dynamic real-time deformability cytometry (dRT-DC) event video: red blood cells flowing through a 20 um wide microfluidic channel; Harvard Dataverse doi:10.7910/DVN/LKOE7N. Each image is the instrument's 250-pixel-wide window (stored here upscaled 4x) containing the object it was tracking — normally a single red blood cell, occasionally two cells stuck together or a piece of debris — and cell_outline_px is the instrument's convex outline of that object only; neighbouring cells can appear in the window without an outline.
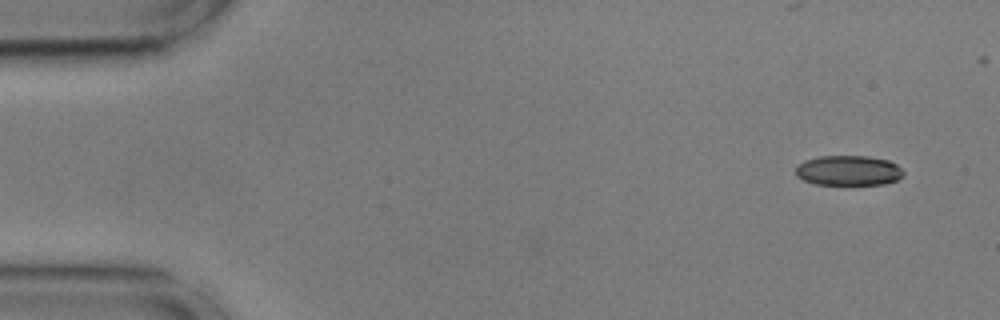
{"species": "common noctule bat (a hibernating species)", "species_latin": "Nyctalus noctula", "temperature_condition": "cold", "stored_images_in_passage": 43, "camera_frame_rate_fps": 3000, "um_per_image_px": 0.085, "animal": {"sex": "male", "body_mass_g": 17.9, "forearm_length_mm": 54.2}, "frame": {"image": 1, "passage_image": 1, "time_ms": 0.0, "image_size_px": [1000, 320], "cell_outline_px": [[904, 172], [896, 180], [884, 184], [812, 184], [796, 176], [796, 168], [804, 160], [820, 156], [868, 156], [888, 160], [896, 164]], "centroid_in_image_um": [72.1, 14.49], "position_along_channel_um": 12.9, "area_um2": 18.73}}
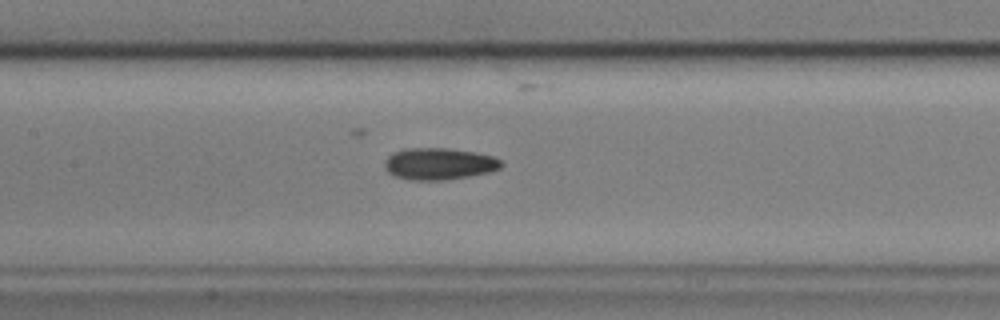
{"frame": {"image": 2, "passage_image": 23, "time_ms": 7.333, "image_size_px": [1000, 320], "cell_outline_px": [[504, 164], [500, 168], [488, 172], [468, 176], [444, 180], [412, 180], [396, 176], [388, 172], [384, 168], [384, 160], [392, 152], [404, 148], [448, 148], [476, 152], [492, 156], [500, 160]], "centroid_in_image_um": [37.29, 13.91], "position_along_channel_um": 170.1, "area_um2": 21.68}}
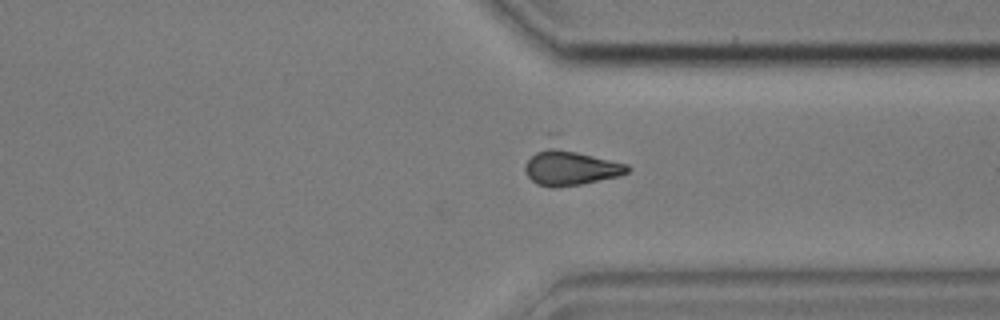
{"frame": {"image": 3, "passage_image": 39, "time_ms": 12.667, "image_size_px": [1000, 320], "cell_outline_px": [[632, 168], [628, 172], [620, 176], [580, 184], [556, 188], [552, 188], [536, 184], [528, 176], [524, 168], [524, 164], [536, 152], [548, 148], [560, 148], [628, 164]], "centroid_in_image_um": [48.5, 14.29], "position_along_channel_um": 362.9, "area_um2": 20.58}}